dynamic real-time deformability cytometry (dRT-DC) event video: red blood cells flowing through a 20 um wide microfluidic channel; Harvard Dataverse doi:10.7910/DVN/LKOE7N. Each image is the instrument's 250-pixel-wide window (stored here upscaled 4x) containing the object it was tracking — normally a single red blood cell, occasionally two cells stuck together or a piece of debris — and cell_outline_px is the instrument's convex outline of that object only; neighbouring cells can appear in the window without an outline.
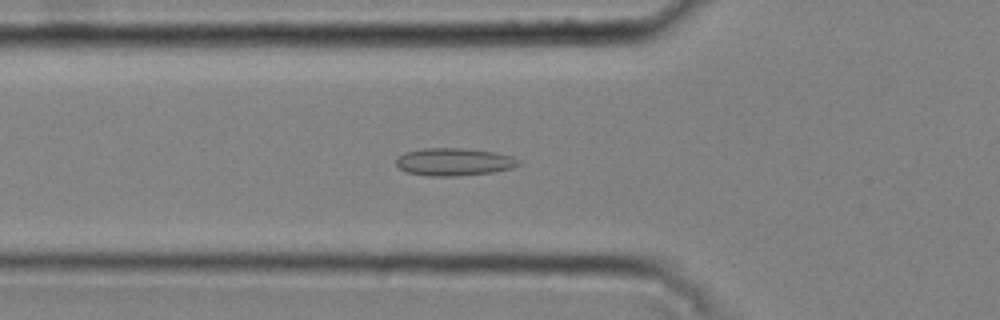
{"species": "common noctule bat (a hibernating species)", "species_latin": "Nyctalus noctula", "temperature_condition": "cold", "stored_images_in_passage": 44, "camera_frame_rate_fps": 3000, "um_per_image_px": 0.085, "animal": {"sex": "male", "body_mass_g": 20.4}, "frame": {"image": 1, "passage_image": 11, "time_ms": 3.333, "image_size_px": [1000, 320], "cell_outline_px": [[520, 164], [512, 168], [492, 172], [456, 176], [428, 176], [408, 172], [400, 168], [396, 164], [396, 160], [404, 152], [424, 148], [464, 148], [496, 152], [512, 156], [520, 160]], "centroid_in_image_um": [38.61, 13.75], "position_along_channel_um": 87.2, "area_um2": 19.71}}
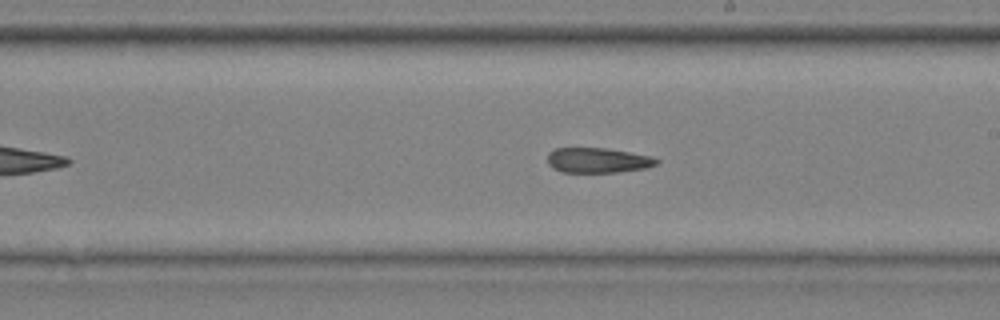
{"frame": {"image": 2, "passage_image": 23, "time_ms": 7.333, "image_size_px": [1000, 320], "cell_outline_px": [[660, 160], [656, 164], [648, 168], [620, 172], [560, 172], [552, 168], [548, 164], [548, 152], [556, 148], [608, 148], [652, 156]], "centroid_in_image_um": [50.82, 13.63], "position_along_channel_um": 238.2, "area_um2": 16.13}}
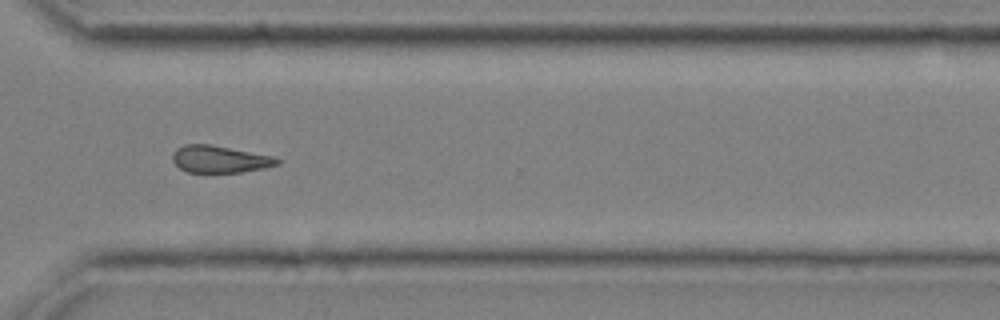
{"frame": {"image": 3, "passage_image": 32, "time_ms": 10.333, "image_size_px": [1000, 320], "cell_outline_px": [[280, 164], [264, 168], [240, 172], [208, 176], [204, 176], [188, 172], [180, 168], [172, 160], [172, 152], [176, 148], [184, 144], [208, 144], [272, 156], [280, 160]], "centroid_in_image_um": [18.61, 13.59], "position_along_channel_um": 352.0, "area_um2": 17.17}}